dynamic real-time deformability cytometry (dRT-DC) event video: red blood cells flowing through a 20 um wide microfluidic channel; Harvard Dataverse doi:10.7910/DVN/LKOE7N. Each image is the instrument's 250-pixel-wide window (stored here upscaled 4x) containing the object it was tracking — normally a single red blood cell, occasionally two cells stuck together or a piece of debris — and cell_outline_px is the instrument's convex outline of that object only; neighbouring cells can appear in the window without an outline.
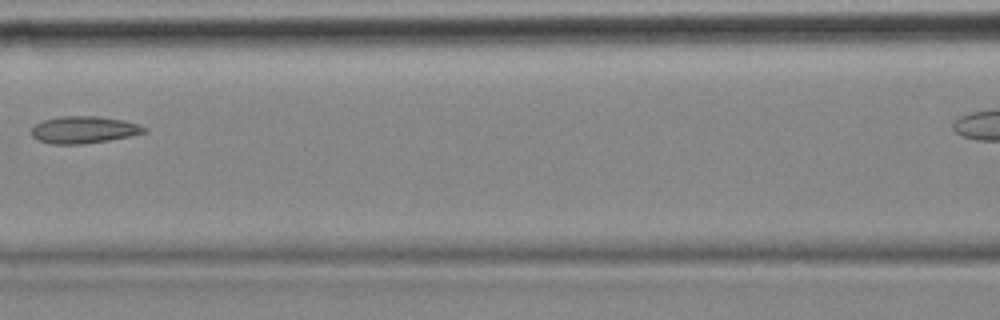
{"species": "common noctule bat (a hibernating species)", "species_latin": "Nyctalus noctula", "temperature_condition": "cold", "stored_images_in_passage": 9, "camera_frame_rate_fps": 3000, "um_per_image_px": 0.085, "animal": {"sex": "female", "body_mass_g": 18.4}, "frame": {"image": 1, "passage_image": 6, "time_ms": 1.667, "image_size_px": [1000, 320], "cell_outline_px": [[148, 128], [144, 132], [128, 136], [108, 140], [84, 144], [52, 144], [36, 140], [32, 136], [32, 128], [36, 124], [44, 120], [60, 116], [100, 116], [124, 120], [140, 124]], "centroid_in_image_um": [7.12, 11.02], "position_along_channel_um": 159.5, "area_um2": 17.8}}
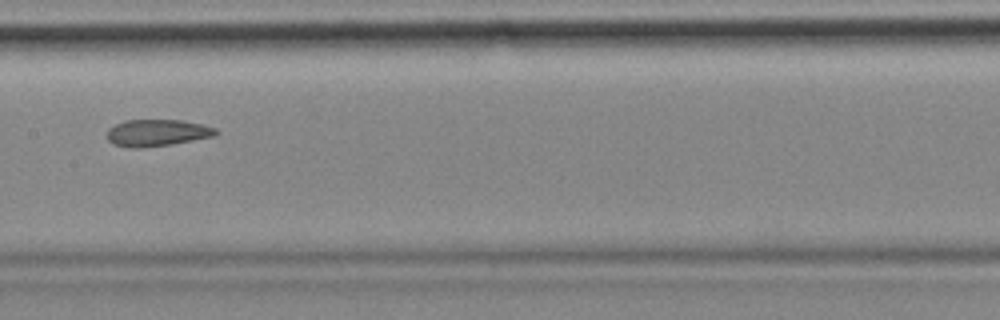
{"frame": {"image": 2, "passage_image": 7, "time_ms": 2.0, "image_size_px": [1000, 320], "cell_outline_px": [[220, 132], [216, 136], [172, 144], [140, 148], [132, 148], [112, 144], [108, 140], [108, 128], [124, 120], [184, 120], [204, 124], [216, 128]], "centroid_in_image_um": [13.4, 11.28], "position_along_channel_um": 194.0, "area_um2": 17.22}}
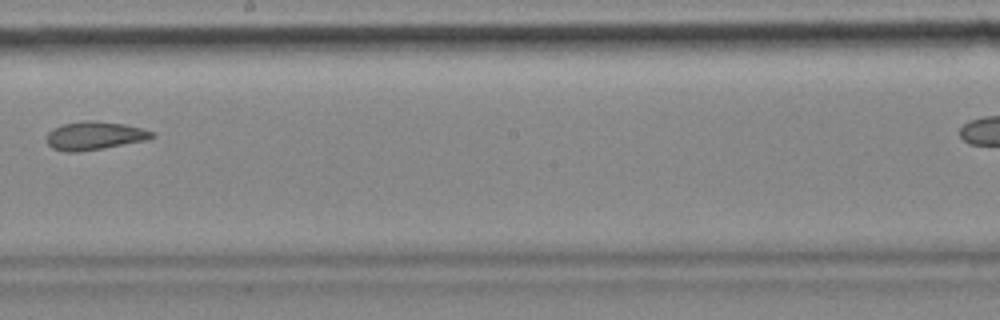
{"frame": {"image": 3, "passage_image": 8, "time_ms": 2.333, "image_size_px": [1000, 320], "cell_outline_px": [[156, 136], [148, 140], [76, 152], [64, 152], [52, 148], [48, 144], [48, 132], [52, 128], [60, 124], [84, 120], [96, 120], [124, 124], [156, 132]], "centroid_in_image_um": [8.04, 11.51], "position_along_channel_um": 240.2, "area_um2": 17.46}}